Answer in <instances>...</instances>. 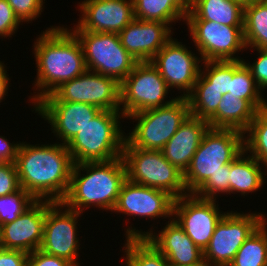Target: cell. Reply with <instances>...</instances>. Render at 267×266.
Returning a JSON list of instances; mask_svg holds the SVG:
<instances>
[{
	"label": "cell",
	"mask_w": 267,
	"mask_h": 266,
	"mask_svg": "<svg viewBox=\"0 0 267 266\" xmlns=\"http://www.w3.org/2000/svg\"><path fill=\"white\" fill-rule=\"evenodd\" d=\"M15 165L21 188L35 200H63L74 166L66 145L36 146L22 142Z\"/></svg>",
	"instance_id": "6da1fadb"
},
{
	"label": "cell",
	"mask_w": 267,
	"mask_h": 266,
	"mask_svg": "<svg viewBox=\"0 0 267 266\" xmlns=\"http://www.w3.org/2000/svg\"><path fill=\"white\" fill-rule=\"evenodd\" d=\"M47 29L33 46L38 70L35 86L40 92L30 97L34 105L87 70L82 45L71 29L61 26Z\"/></svg>",
	"instance_id": "7a4b0ae2"
},
{
	"label": "cell",
	"mask_w": 267,
	"mask_h": 266,
	"mask_svg": "<svg viewBox=\"0 0 267 266\" xmlns=\"http://www.w3.org/2000/svg\"><path fill=\"white\" fill-rule=\"evenodd\" d=\"M81 170L86 171V175ZM127 179L122 157L109 161L74 164L68 191L61 201L65 207L82 213V207L97 206L113 211L123 182Z\"/></svg>",
	"instance_id": "3957f363"
},
{
	"label": "cell",
	"mask_w": 267,
	"mask_h": 266,
	"mask_svg": "<svg viewBox=\"0 0 267 266\" xmlns=\"http://www.w3.org/2000/svg\"><path fill=\"white\" fill-rule=\"evenodd\" d=\"M245 133L236 129L208 128L183 173L188 194H194L221 166L231 163L244 150Z\"/></svg>",
	"instance_id": "277c9868"
},
{
	"label": "cell",
	"mask_w": 267,
	"mask_h": 266,
	"mask_svg": "<svg viewBox=\"0 0 267 266\" xmlns=\"http://www.w3.org/2000/svg\"><path fill=\"white\" fill-rule=\"evenodd\" d=\"M121 114V115H120ZM121 111L101 110L66 145L74 164L122 157L126 136L120 129Z\"/></svg>",
	"instance_id": "5b68a950"
},
{
	"label": "cell",
	"mask_w": 267,
	"mask_h": 266,
	"mask_svg": "<svg viewBox=\"0 0 267 266\" xmlns=\"http://www.w3.org/2000/svg\"><path fill=\"white\" fill-rule=\"evenodd\" d=\"M122 158L129 181L164 190L175 199L188 194L183 172L168 162L162 151L135 148L125 139Z\"/></svg>",
	"instance_id": "8992f818"
},
{
	"label": "cell",
	"mask_w": 267,
	"mask_h": 266,
	"mask_svg": "<svg viewBox=\"0 0 267 266\" xmlns=\"http://www.w3.org/2000/svg\"><path fill=\"white\" fill-rule=\"evenodd\" d=\"M189 115L188 101L181 95L166 106L132 114L127 118L138 122L126 140L135 148L161 151Z\"/></svg>",
	"instance_id": "52a82bcc"
},
{
	"label": "cell",
	"mask_w": 267,
	"mask_h": 266,
	"mask_svg": "<svg viewBox=\"0 0 267 266\" xmlns=\"http://www.w3.org/2000/svg\"><path fill=\"white\" fill-rule=\"evenodd\" d=\"M72 32L82 45L87 70L112 77L121 83L138 63L122 46L117 33Z\"/></svg>",
	"instance_id": "ba28073f"
},
{
	"label": "cell",
	"mask_w": 267,
	"mask_h": 266,
	"mask_svg": "<svg viewBox=\"0 0 267 266\" xmlns=\"http://www.w3.org/2000/svg\"><path fill=\"white\" fill-rule=\"evenodd\" d=\"M38 102L89 103L101 110H121V83L112 77L86 70L62 83Z\"/></svg>",
	"instance_id": "9c48e42d"
},
{
	"label": "cell",
	"mask_w": 267,
	"mask_h": 266,
	"mask_svg": "<svg viewBox=\"0 0 267 266\" xmlns=\"http://www.w3.org/2000/svg\"><path fill=\"white\" fill-rule=\"evenodd\" d=\"M168 87L158 69L151 62H138L132 72L121 82L122 115L128 116L173 102L165 101ZM165 101V103H164Z\"/></svg>",
	"instance_id": "30bf717a"
},
{
	"label": "cell",
	"mask_w": 267,
	"mask_h": 266,
	"mask_svg": "<svg viewBox=\"0 0 267 266\" xmlns=\"http://www.w3.org/2000/svg\"><path fill=\"white\" fill-rule=\"evenodd\" d=\"M265 220L260 213H225L203 251L204 262L209 266H229L245 240Z\"/></svg>",
	"instance_id": "8fae6325"
},
{
	"label": "cell",
	"mask_w": 267,
	"mask_h": 266,
	"mask_svg": "<svg viewBox=\"0 0 267 266\" xmlns=\"http://www.w3.org/2000/svg\"><path fill=\"white\" fill-rule=\"evenodd\" d=\"M63 207L61 202L46 200V216L40 250L63 258L74 266H79L77 256H79L80 244H78L76 224L81 213L68 207L62 212L60 210Z\"/></svg>",
	"instance_id": "7c38bea8"
},
{
	"label": "cell",
	"mask_w": 267,
	"mask_h": 266,
	"mask_svg": "<svg viewBox=\"0 0 267 266\" xmlns=\"http://www.w3.org/2000/svg\"><path fill=\"white\" fill-rule=\"evenodd\" d=\"M204 61L244 60L235 53L247 48L243 27H231L209 20H185Z\"/></svg>",
	"instance_id": "4fadbf2b"
},
{
	"label": "cell",
	"mask_w": 267,
	"mask_h": 266,
	"mask_svg": "<svg viewBox=\"0 0 267 266\" xmlns=\"http://www.w3.org/2000/svg\"><path fill=\"white\" fill-rule=\"evenodd\" d=\"M216 202L202 199L194 194H187L174 200V220L202 251L208 246L217 223L225 215L219 211Z\"/></svg>",
	"instance_id": "5bb4252c"
},
{
	"label": "cell",
	"mask_w": 267,
	"mask_h": 266,
	"mask_svg": "<svg viewBox=\"0 0 267 266\" xmlns=\"http://www.w3.org/2000/svg\"><path fill=\"white\" fill-rule=\"evenodd\" d=\"M192 53L181 42L171 38L150 61L169 88L184 91L182 97L192 91L201 70L202 58L198 59Z\"/></svg>",
	"instance_id": "9a60e30c"
},
{
	"label": "cell",
	"mask_w": 267,
	"mask_h": 266,
	"mask_svg": "<svg viewBox=\"0 0 267 266\" xmlns=\"http://www.w3.org/2000/svg\"><path fill=\"white\" fill-rule=\"evenodd\" d=\"M157 235L153 231L140 232L132 227L126 229V238H146L167 259L171 266H195L204 262L203 251L173 219Z\"/></svg>",
	"instance_id": "2e32d148"
},
{
	"label": "cell",
	"mask_w": 267,
	"mask_h": 266,
	"mask_svg": "<svg viewBox=\"0 0 267 266\" xmlns=\"http://www.w3.org/2000/svg\"><path fill=\"white\" fill-rule=\"evenodd\" d=\"M83 13L74 30L119 34L135 19L133 0H84Z\"/></svg>",
	"instance_id": "e0dca14e"
},
{
	"label": "cell",
	"mask_w": 267,
	"mask_h": 266,
	"mask_svg": "<svg viewBox=\"0 0 267 266\" xmlns=\"http://www.w3.org/2000/svg\"><path fill=\"white\" fill-rule=\"evenodd\" d=\"M175 198L168 192L126 179L120 189L114 212L155 219L173 217Z\"/></svg>",
	"instance_id": "ac0fdd59"
},
{
	"label": "cell",
	"mask_w": 267,
	"mask_h": 266,
	"mask_svg": "<svg viewBox=\"0 0 267 266\" xmlns=\"http://www.w3.org/2000/svg\"><path fill=\"white\" fill-rule=\"evenodd\" d=\"M35 112L48 120L52 132L67 145L101 111L95 105L76 102H37Z\"/></svg>",
	"instance_id": "d6986e66"
},
{
	"label": "cell",
	"mask_w": 267,
	"mask_h": 266,
	"mask_svg": "<svg viewBox=\"0 0 267 266\" xmlns=\"http://www.w3.org/2000/svg\"><path fill=\"white\" fill-rule=\"evenodd\" d=\"M46 200H36L16 220L0 226L3 249L30 254L43 241Z\"/></svg>",
	"instance_id": "ffe728a7"
},
{
	"label": "cell",
	"mask_w": 267,
	"mask_h": 266,
	"mask_svg": "<svg viewBox=\"0 0 267 266\" xmlns=\"http://www.w3.org/2000/svg\"><path fill=\"white\" fill-rule=\"evenodd\" d=\"M159 21L134 19L118 35L122 46L138 61L150 62L171 39V27Z\"/></svg>",
	"instance_id": "44dd1931"
},
{
	"label": "cell",
	"mask_w": 267,
	"mask_h": 266,
	"mask_svg": "<svg viewBox=\"0 0 267 266\" xmlns=\"http://www.w3.org/2000/svg\"><path fill=\"white\" fill-rule=\"evenodd\" d=\"M208 128L206 120L189 115L162 148L163 156L184 173Z\"/></svg>",
	"instance_id": "7402d4cb"
},
{
	"label": "cell",
	"mask_w": 267,
	"mask_h": 266,
	"mask_svg": "<svg viewBox=\"0 0 267 266\" xmlns=\"http://www.w3.org/2000/svg\"><path fill=\"white\" fill-rule=\"evenodd\" d=\"M244 4L239 0H189L186 20H209L243 27Z\"/></svg>",
	"instance_id": "603a6c76"
},
{
	"label": "cell",
	"mask_w": 267,
	"mask_h": 266,
	"mask_svg": "<svg viewBox=\"0 0 267 266\" xmlns=\"http://www.w3.org/2000/svg\"><path fill=\"white\" fill-rule=\"evenodd\" d=\"M257 110L244 99L230 93L223 95L217 111L207 120L210 128L236 129L245 132Z\"/></svg>",
	"instance_id": "cb8c5ba5"
},
{
	"label": "cell",
	"mask_w": 267,
	"mask_h": 266,
	"mask_svg": "<svg viewBox=\"0 0 267 266\" xmlns=\"http://www.w3.org/2000/svg\"><path fill=\"white\" fill-rule=\"evenodd\" d=\"M245 153L244 150L230 163V194L238 192L245 196L265 183L266 172H262V164L251 155L245 157Z\"/></svg>",
	"instance_id": "d4e9b609"
},
{
	"label": "cell",
	"mask_w": 267,
	"mask_h": 266,
	"mask_svg": "<svg viewBox=\"0 0 267 266\" xmlns=\"http://www.w3.org/2000/svg\"><path fill=\"white\" fill-rule=\"evenodd\" d=\"M135 19L159 21L170 25L186 20L189 0H133Z\"/></svg>",
	"instance_id": "484cf974"
},
{
	"label": "cell",
	"mask_w": 267,
	"mask_h": 266,
	"mask_svg": "<svg viewBox=\"0 0 267 266\" xmlns=\"http://www.w3.org/2000/svg\"><path fill=\"white\" fill-rule=\"evenodd\" d=\"M243 30L247 48L267 49V0L244 4Z\"/></svg>",
	"instance_id": "4316f807"
},
{
	"label": "cell",
	"mask_w": 267,
	"mask_h": 266,
	"mask_svg": "<svg viewBox=\"0 0 267 266\" xmlns=\"http://www.w3.org/2000/svg\"><path fill=\"white\" fill-rule=\"evenodd\" d=\"M267 220L250 235L229 266H267Z\"/></svg>",
	"instance_id": "83f0119b"
},
{
	"label": "cell",
	"mask_w": 267,
	"mask_h": 266,
	"mask_svg": "<svg viewBox=\"0 0 267 266\" xmlns=\"http://www.w3.org/2000/svg\"><path fill=\"white\" fill-rule=\"evenodd\" d=\"M229 93L247 100L257 111L267 106V101L261 96L262 92L243 60H234V75Z\"/></svg>",
	"instance_id": "f1b7e54d"
},
{
	"label": "cell",
	"mask_w": 267,
	"mask_h": 266,
	"mask_svg": "<svg viewBox=\"0 0 267 266\" xmlns=\"http://www.w3.org/2000/svg\"><path fill=\"white\" fill-rule=\"evenodd\" d=\"M203 63L205 71L200 70L193 88H216L222 95L229 93L234 75V60L204 61Z\"/></svg>",
	"instance_id": "f546056e"
},
{
	"label": "cell",
	"mask_w": 267,
	"mask_h": 266,
	"mask_svg": "<svg viewBox=\"0 0 267 266\" xmlns=\"http://www.w3.org/2000/svg\"><path fill=\"white\" fill-rule=\"evenodd\" d=\"M124 249L127 266H171L146 238H126Z\"/></svg>",
	"instance_id": "4dcf8cb0"
},
{
	"label": "cell",
	"mask_w": 267,
	"mask_h": 266,
	"mask_svg": "<svg viewBox=\"0 0 267 266\" xmlns=\"http://www.w3.org/2000/svg\"><path fill=\"white\" fill-rule=\"evenodd\" d=\"M244 133L245 151L267 168V106L257 111Z\"/></svg>",
	"instance_id": "1f68e13d"
},
{
	"label": "cell",
	"mask_w": 267,
	"mask_h": 266,
	"mask_svg": "<svg viewBox=\"0 0 267 266\" xmlns=\"http://www.w3.org/2000/svg\"><path fill=\"white\" fill-rule=\"evenodd\" d=\"M222 97L216 88H193L186 96L190 115L207 121L217 111Z\"/></svg>",
	"instance_id": "d6a6232c"
},
{
	"label": "cell",
	"mask_w": 267,
	"mask_h": 266,
	"mask_svg": "<svg viewBox=\"0 0 267 266\" xmlns=\"http://www.w3.org/2000/svg\"><path fill=\"white\" fill-rule=\"evenodd\" d=\"M35 201L22 188L13 194L0 196V226L16 220Z\"/></svg>",
	"instance_id": "836d02e7"
},
{
	"label": "cell",
	"mask_w": 267,
	"mask_h": 266,
	"mask_svg": "<svg viewBox=\"0 0 267 266\" xmlns=\"http://www.w3.org/2000/svg\"><path fill=\"white\" fill-rule=\"evenodd\" d=\"M220 193L230 194V163L221 166L220 170L212 175L194 195L202 199L216 200Z\"/></svg>",
	"instance_id": "e575fe53"
},
{
	"label": "cell",
	"mask_w": 267,
	"mask_h": 266,
	"mask_svg": "<svg viewBox=\"0 0 267 266\" xmlns=\"http://www.w3.org/2000/svg\"><path fill=\"white\" fill-rule=\"evenodd\" d=\"M7 2L20 22H29L37 19L45 3L43 0H7Z\"/></svg>",
	"instance_id": "d590c367"
},
{
	"label": "cell",
	"mask_w": 267,
	"mask_h": 266,
	"mask_svg": "<svg viewBox=\"0 0 267 266\" xmlns=\"http://www.w3.org/2000/svg\"><path fill=\"white\" fill-rule=\"evenodd\" d=\"M20 189L15 162H0V196L13 194Z\"/></svg>",
	"instance_id": "8d00e7d4"
},
{
	"label": "cell",
	"mask_w": 267,
	"mask_h": 266,
	"mask_svg": "<svg viewBox=\"0 0 267 266\" xmlns=\"http://www.w3.org/2000/svg\"><path fill=\"white\" fill-rule=\"evenodd\" d=\"M20 23L7 0H0V37H12Z\"/></svg>",
	"instance_id": "74e56055"
},
{
	"label": "cell",
	"mask_w": 267,
	"mask_h": 266,
	"mask_svg": "<svg viewBox=\"0 0 267 266\" xmlns=\"http://www.w3.org/2000/svg\"><path fill=\"white\" fill-rule=\"evenodd\" d=\"M256 50L258 51L259 56L252 65L246 63L245 60L243 61L250 69L259 90L263 91L267 88V49L256 48Z\"/></svg>",
	"instance_id": "f35d334b"
},
{
	"label": "cell",
	"mask_w": 267,
	"mask_h": 266,
	"mask_svg": "<svg viewBox=\"0 0 267 266\" xmlns=\"http://www.w3.org/2000/svg\"><path fill=\"white\" fill-rule=\"evenodd\" d=\"M28 266H74L71 262L37 249L29 254Z\"/></svg>",
	"instance_id": "ab89813d"
},
{
	"label": "cell",
	"mask_w": 267,
	"mask_h": 266,
	"mask_svg": "<svg viewBox=\"0 0 267 266\" xmlns=\"http://www.w3.org/2000/svg\"><path fill=\"white\" fill-rule=\"evenodd\" d=\"M29 254L20 250H0V266H28Z\"/></svg>",
	"instance_id": "60d3db41"
},
{
	"label": "cell",
	"mask_w": 267,
	"mask_h": 266,
	"mask_svg": "<svg viewBox=\"0 0 267 266\" xmlns=\"http://www.w3.org/2000/svg\"><path fill=\"white\" fill-rule=\"evenodd\" d=\"M20 143L12 144L0 136V162H15Z\"/></svg>",
	"instance_id": "b9f144b4"
},
{
	"label": "cell",
	"mask_w": 267,
	"mask_h": 266,
	"mask_svg": "<svg viewBox=\"0 0 267 266\" xmlns=\"http://www.w3.org/2000/svg\"><path fill=\"white\" fill-rule=\"evenodd\" d=\"M6 73L7 71L5 70V65L0 61V103L3 99H5L4 97L9 89L8 84L10 79Z\"/></svg>",
	"instance_id": "7bdbcfd3"
},
{
	"label": "cell",
	"mask_w": 267,
	"mask_h": 266,
	"mask_svg": "<svg viewBox=\"0 0 267 266\" xmlns=\"http://www.w3.org/2000/svg\"><path fill=\"white\" fill-rule=\"evenodd\" d=\"M239 1H241L243 4H246V3H249V2H251L253 0H239Z\"/></svg>",
	"instance_id": "ee69618b"
},
{
	"label": "cell",
	"mask_w": 267,
	"mask_h": 266,
	"mask_svg": "<svg viewBox=\"0 0 267 266\" xmlns=\"http://www.w3.org/2000/svg\"><path fill=\"white\" fill-rule=\"evenodd\" d=\"M3 249V246H2V240H1V229H0V250Z\"/></svg>",
	"instance_id": "f6af8a7d"
},
{
	"label": "cell",
	"mask_w": 267,
	"mask_h": 266,
	"mask_svg": "<svg viewBox=\"0 0 267 266\" xmlns=\"http://www.w3.org/2000/svg\"><path fill=\"white\" fill-rule=\"evenodd\" d=\"M195 266H209V265H207L205 262H203L202 264L195 265Z\"/></svg>",
	"instance_id": "bcb514c9"
}]
</instances>
